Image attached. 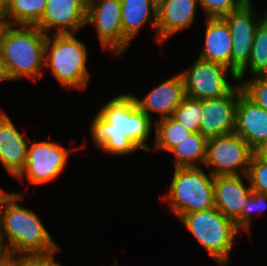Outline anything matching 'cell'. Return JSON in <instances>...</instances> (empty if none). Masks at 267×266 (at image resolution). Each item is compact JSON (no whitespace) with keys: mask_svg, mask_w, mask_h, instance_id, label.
Segmentation results:
<instances>
[{"mask_svg":"<svg viewBox=\"0 0 267 266\" xmlns=\"http://www.w3.org/2000/svg\"><path fill=\"white\" fill-rule=\"evenodd\" d=\"M234 133L252 149L267 140V110L254 104L243 93L236 108Z\"/></svg>","mask_w":267,"mask_h":266,"instance_id":"18","label":"cell"},{"mask_svg":"<svg viewBox=\"0 0 267 266\" xmlns=\"http://www.w3.org/2000/svg\"><path fill=\"white\" fill-rule=\"evenodd\" d=\"M205 38L197 57L231 69L232 35L223 18L205 19Z\"/></svg>","mask_w":267,"mask_h":266,"instance_id":"19","label":"cell"},{"mask_svg":"<svg viewBox=\"0 0 267 266\" xmlns=\"http://www.w3.org/2000/svg\"><path fill=\"white\" fill-rule=\"evenodd\" d=\"M213 187L215 208L235 222L246 207V198L252 191L247 175L214 176Z\"/></svg>","mask_w":267,"mask_h":266,"instance_id":"17","label":"cell"},{"mask_svg":"<svg viewBox=\"0 0 267 266\" xmlns=\"http://www.w3.org/2000/svg\"><path fill=\"white\" fill-rule=\"evenodd\" d=\"M1 81H4V82L8 81L9 82L7 75H6V72H5V69H4L1 54H0V82Z\"/></svg>","mask_w":267,"mask_h":266,"instance_id":"33","label":"cell"},{"mask_svg":"<svg viewBox=\"0 0 267 266\" xmlns=\"http://www.w3.org/2000/svg\"><path fill=\"white\" fill-rule=\"evenodd\" d=\"M88 49L76 34H49L46 36L44 69L65 91H85L90 80Z\"/></svg>","mask_w":267,"mask_h":266,"instance_id":"4","label":"cell"},{"mask_svg":"<svg viewBox=\"0 0 267 266\" xmlns=\"http://www.w3.org/2000/svg\"><path fill=\"white\" fill-rule=\"evenodd\" d=\"M248 71L250 72L251 77L267 75V20L265 18L256 28L250 61L237 75L238 82L246 78Z\"/></svg>","mask_w":267,"mask_h":266,"instance_id":"24","label":"cell"},{"mask_svg":"<svg viewBox=\"0 0 267 266\" xmlns=\"http://www.w3.org/2000/svg\"><path fill=\"white\" fill-rule=\"evenodd\" d=\"M54 266H65L61 262H57Z\"/></svg>","mask_w":267,"mask_h":266,"instance_id":"38","label":"cell"},{"mask_svg":"<svg viewBox=\"0 0 267 266\" xmlns=\"http://www.w3.org/2000/svg\"><path fill=\"white\" fill-rule=\"evenodd\" d=\"M252 3L248 0L238 10L223 17L232 35L231 70L236 76L250 61L254 34L264 19V11L256 13Z\"/></svg>","mask_w":267,"mask_h":266,"instance_id":"11","label":"cell"},{"mask_svg":"<svg viewBox=\"0 0 267 266\" xmlns=\"http://www.w3.org/2000/svg\"><path fill=\"white\" fill-rule=\"evenodd\" d=\"M198 0H157V43L183 32L195 21Z\"/></svg>","mask_w":267,"mask_h":266,"instance_id":"15","label":"cell"},{"mask_svg":"<svg viewBox=\"0 0 267 266\" xmlns=\"http://www.w3.org/2000/svg\"><path fill=\"white\" fill-rule=\"evenodd\" d=\"M246 175L252 191L267 195V161L253 155Z\"/></svg>","mask_w":267,"mask_h":266,"instance_id":"29","label":"cell"},{"mask_svg":"<svg viewBox=\"0 0 267 266\" xmlns=\"http://www.w3.org/2000/svg\"><path fill=\"white\" fill-rule=\"evenodd\" d=\"M248 77L239 82L243 94L254 104L267 110V75Z\"/></svg>","mask_w":267,"mask_h":266,"instance_id":"27","label":"cell"},{"mask_svg":"<svg viewBox=\"0 0 267 266\" xmlns=\"http://www.w3.org/2000/svg\"><path fill=\"white\" fill-rule=\"evenodd\" d=\"M204 167L174 168L162 200L176 218L214 208V176Z\"/></svg>","mask_w":267,"mask_h":266,"instance_id":"6","label":"cell"},{"mask_svg":"<svg viewBox=\"0 0 267 266\" xmlns=\"http://www.w3.org/2000/svg\"><path fill=\"white\" fill-rule=\"evenodd\" d=\"M23 198L16 191L0 194V234L6 251L18 256L61 251L36 212L19 204Z\"/></svg>","mask_w":267,"mask_h":266,"instance_id":"2","label":"cell"},{"mask_svg":"<svg viewBox=\"0 0 267 266\" xmlns=\"http://www.w3.org/2000/svg\"><path fill=\"white\" fill-rule=\"evenodd\" d=\"M242 93L238 82L222 97L199 100L203 112L199 132L204 137L210 139L234 133L236 108Z\"/></svg>","mask_w":267,"mask_h":266,"instance_id":"12","label":"cell"},{"mask_svg":"<svg viewBox=\"0 0 267 266\" xmlns=\"http://www.w3.org/2000/svg\"><path fill=\"white\" fill-rule=\"evenodd\" d=\"M90 123V139L110 156H126L142 149L149 152L146 143L155 128L151 120L136 104L132 94L120 93L96 110Z\"/></svg>","mask_w":267,"mask_h":266,"instance_id":"1","label":"cell"},{"mask_svg":"<svg viewBox=\"0 0 267 266\" xmlns=\"http://www.w3.org/2000/svg\"><path fill=\"white\" fill-rule=\"evenodd\" d=\"M248 0H198L206 18H223L238 10Z\"/></svg>","mask_w":267,"mask_h":266,"instance_id":"28","label":"cell"},{"mask_svg":"<svg viewBox=\"0 0 267 266\" xmlns=\"http://www.w3.org/2000/svg\"><path fill=\"white\" fill-rule=\"evenodd\" d=\"M121 21L123 33L131 42L148 24L157 42V0H121Z\"/></svg>","mask_w":267,"mask_h":266,"instance_id":"20","label":"cell"},{"mask_svg":"<svg viewBox=\"0 0 267 266\" xmlns=\"http://www.w3.org/2000/svg\"><path fill=\"white\" fill-rule=\"evenodd\" d=\"M263 11H264V18L267 20V9Z\"/></svg>","mask_w":267,"mask_h":266,"instance_id":"37","label":"cell"},{"mask_svg":"<svg viewBox=\"0 0 267 266\" xmlns=\"http://www.w3.org/2000/svg\"><path fill=\"white\" fill-rule=\"evenodd\" d=\"M178 220L218 266H228L231 251L241 233L233 221L215 207L182 215Z\"/></svg>","mask_w":267,"mask_h":266,"instance_id":"5","label":"cell"},{"mask_svg":"<svg viewBox=\"0 0 267 266\" xmlns=\"http://www.w3.org/2000/svg\"><path fill=\"white\" fill-rule=\"evenodd\" d=\"M253 149L235 133L207 141L204 168L213 176L245 175Z\"/></svg>","mask_w":267,"mask_h":266,"instance_id":"10","label":"cell"},{"mask_svg":"<svg viewBox=\"0 0 267 266\" xmlns=\"http://www.w3.org/2000/svg\"><path fill=\"white\" fill-rule=\"evenodd\" d=\"M46 5L47 0H6L3 23L14 26H37Z\"/></svg>","mask_w":267,"mask_h":266,"instance_id":"22","label":"cell"},{"mask_svg":"<svg viewBox=\"0 0 267 266\" xmlns=\"http://www.w3.org/2000/svg\"><path fill=\"white\" fill-rule=\"evenodd\" d=\"M132 96L137 106L151 120L154 113L156 116L159 115V118L154 119L155 121L169 118L185 97L182 76L178 72L165 79L154 86L142 99L134 94Z\"/></svg>","mask_w":267,"mask_h":266,"instance_id":"14","label":"cell"},{"mask_svg":"<svg viewBox=\"0 0 267 266\" xmlns=\"http://www.w3.org/2000/svg\"><path fill=\"white\" fill-rule=\"evenodd\" d=\"M154 133L153 149L151 148L148 153L169 152L193 132L169 117L155 121Z\"/></svg>","mask_w":267,"mask_h":266,"instance_id":"23","label":"cell"},{"mask_svg":"<svg viewBox=\"0 0 267 266\" xmlns=\"http://www.w3.org/2000/svg\"><path fill=\"white\" fill-rule=\"evenodd\" d=\"M56 253L48 255L18 256V266H54Z\"/></svg>","mask_w":267,"mask_h":266,"instance_id":"30","label":"cell"},{"mask_svg":"<svg viewBox=\"0 0 267 266\" xmlns=\"http://www.w3.org/2000/svg\"><path fill=\"white\" fill-rule=\"evenodd\" d=\"M0 266H18V255L6 252L0 257Z\"/></svg>","mask_w":267,"mask_h":266,"instance_id":"31","label":"cell"},{"mask_svg":"<svg viewBox=\"0 0 267 266\" xmlns=\"http://www.w3.org/2000/svg\"><path fill=\"white\" fill-rule=\"evenodd\" d=\"M5 110L0 111V162L14 179L25 167L29 136L17 129Z\"/></svg>","mask_w":267,"mask_h":266,"instance_id":"16","label":"cell"},{"mask_svg":"<svg viewBox=\"0 0 267 266\" xmlns=\"http://www.w3.org/2000/svg\"><path fill=\"white\" fill-rule=\"evenodd\" d=\"M4 191V188L0 186V194Z\"/></svg>","mask_w":267,"mask_h":266,"instance_id":"39","label":"cell"},{"mask_svg":"<svg viewBox=\"0 0 267 266\" xmlns=\"http://www.w3.org/2000/svg\"><path fill=\"white\" fill-rule=\"evenodd\" d=\"M246 207L242 210L240 217L234 222L235 226L241 231L245 232L248 236L252 233L251 223L252 218L255 216L266 215L265 209L267 208V195L251 191L246 198Z\"/></svg>","mask_w":267,"mask_h":266,"instance_id":"26","label":"cell"},{"mask_svg":"<svg viewBox=\"0 0 267 266\" xmlns=\"http://www.w3.org/2000/svg\"><path fill=\"white\" fill-rule=\"evenodd\" d=\"M208 139L200 132H193L169 153L174 155V168L204 167Z\"/></svg>","mask_w":267,"mask_h":266,"instance_id":"21","label":"cell"},{"mask_svg":"<svg viewBox=\"0 0 267 266\" xmlns=\"http://www.w3.org/2000/svg\"><path fill=\"white\" fill-rule=\"evenodd\" d=\"M24 169L15 178L24 183L25 177L32 186L44 185L58 179L65 172L69 157L79 147L66 149L57 141L30 140Z\"/></svg>","mask_w":267,"mask_h":266,"instance_id":"7","label":"cell"},{"mask_svg":"<svg viewBox=\"0 0 267 266\" xmlns=\"http://www.w3.org/2000/svg\"><path fill=\"white\" fill-rule=\"evenodd\" d=\"M46 36L37 26L2 24L0 54L9 81L28 78L36 83L45 74Z\"/></svg>","mask_w":267,"mask_h":266,"instance_id":"3","label":"cell"},{"mask_svg":"<svg viewBox=\"0 0 267 266\" xmlns=\"http://www.w3.org/2000/svg\"><path fill=\"white\" fill-rule=\"evenodd\" d=\"M86 25H93L102 50L121 56L131 41L124 35L121 21V0H88Z\"/></svg>","mask_w":267,"mask_h":266,"instance_id":"9","label":"cell"},{"mask_svg":"<svg viewBox=\"0 0 267 266\" xmlns=\"http://www.w3.org/2000/svg\"><path fill=\"white\" fill-rule=\"evenodd\" d=\"M6 11V0H0V21L3 22Z\"/></svg>","mask_w":267,"mask_h":266,"instance_id":"34","label":"cell"},{"mask_svg":"<svg viewBox=\"0 0 267 266\" xmlns=\"http://www.w3.org/2000/svg\"><path fill=\"white\" fill-rule=\"evenodd\" d=\"M6 249L3 245L2 239H1V234H0V257L3 256L6 253Z\"/></svg>","mask_w":267,"mask_h":266,"instance_id":"35","label":"cell"},{"mask_svg":"<svg viewBox=\"0 0 267 266\" xmlns=\"http://www.w3.org/2000/svg\"><path fill=\"white\" fill-rule=\"evenodd\" d=\"M87 1L47 0L45 12L37 27L46 35L77 34L86 26Z\"/></svg>","mask_w":267,"mask_h":266,"instance_id":"13","label":"cell"},{"mask_svg":"<svg viewBox=\"0 0 267 266\" xmlns=\"http://www.w3.org/2000/svg\"><path fill=\"white\" fill-rule=\"evenodd\" d=\"M202 114L201 102L198 99L185 96L180 105L174 110L171 118L191 132H199Z\"/></svg>","mask_w":267,"mask_h":266,"instance_id":"25","label":"cell"},{"mask_svg":"<svg viewBox=\"0 0 267 266\" xmlns=\"http://www.w3.org/2000/svg\"><path fill=\"white\" fill-rule=\"evenodd\" d=\"M188 69L179 71L183 79L185 96L204 100L226 95L237 83V76L228 67L199 57ZM235 81L231 84L228 75Z\"/></svg>","mask_w":267,"mask_h":266,"instance_id":"8","label":"cell"},{"mask_svg":"<svg viewBox=\"0 0 267 266\" xmlns=\"http://www.w3.org/2000/svg\"><path fill=\"white\" fill-rule=\"evenodd\" d=\"M114 262H113V264H111V266H118L119 264H118V259L117 258H114V260H113Z\"/></svg>","mask_w":267,"mask_h":266,"instance_id":"36","label":"cell"},{"mask_svg":"<svg viewBox=\"0 0 267 266\" xmlns=\"http://www.w3.org/2000/svg\"><path fill=\"white\" fill-rule=\"evenodd\" d=\"M253 155L256 158L267 161V140L261 142L253 149Z\"/></svg>","mask_w":267,"mask_h":266,"instance_id":"32","label":"cell"}]
</instances>
